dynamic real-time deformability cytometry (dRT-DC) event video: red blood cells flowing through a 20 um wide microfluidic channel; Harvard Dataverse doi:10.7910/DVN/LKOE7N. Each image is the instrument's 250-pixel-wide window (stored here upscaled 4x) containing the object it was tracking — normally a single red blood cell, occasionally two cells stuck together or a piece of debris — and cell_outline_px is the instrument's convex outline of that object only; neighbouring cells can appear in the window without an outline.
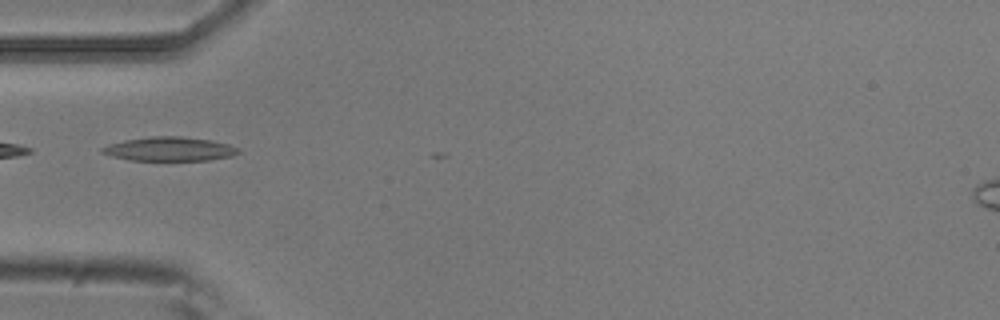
{"species": "common noctule bat (a hibernating species)", "species_latin": "Nyctalus noctula", "temperature_condition": "room temperature", "stored_images_in_passage": 7, "camera_frame_rate_fps": 3000, "um_per_image_px": 0.085, "animal": {"sex": "male", "body_mass_g": 20.5, "forearm_length_mm": 52.5}, "frame": {"image": 1, "passage_image": 5, "time_ms": 1.333, "image_size_px": [1000, 320], "cell_outline_px": [[240, 152], [232, 156], [208, 160], [132, 160], [112, 156], [100, 152], [100, 148], [124, 140], [148, 136], [180, 136], [212, 140], [228, 144], [240, 148]], "centroid_in_image_um": [14.44, 12.66], "position_along_channel_um": 70.6, "area_um2": 19.02}}
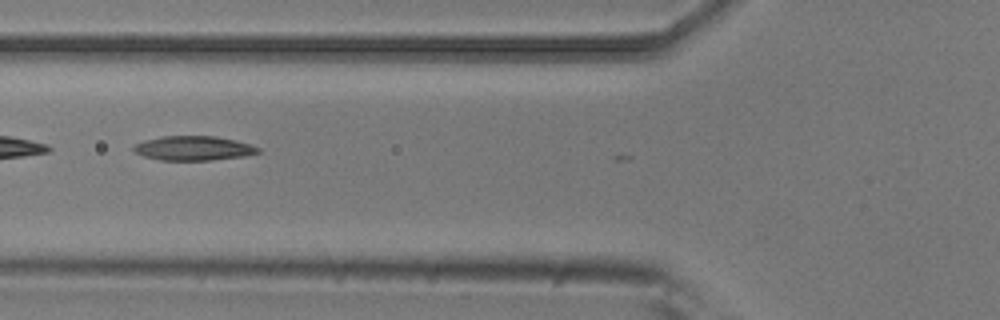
{"frame": {"image": 2, "passage_image": 6, "time_ms": 1.667, "image_size_px": [1000, 320], "cell_outline_px": [[260, 152], [244, 156], [212, 160], [160, 160], [144, 156], [136, 152], [132, 148], [136, 144], [144, 140], [160, 136], [216, 136], [236, 140], [260, 148]], "centroid_in_image_um": [16.44, 12.59], "position_along_channel_um": 109.4, "area_um2": 17.63}}
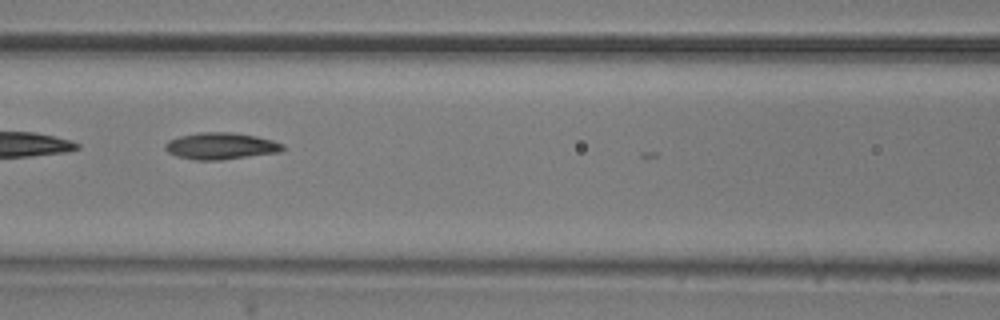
{"frame": {"image": 3, "passage_image": 7, "time_ms": 2.0, "image_size_px": [1000, 320], "cell_outline_px": [[284, 148], [280, 152], [220, 160], [192, 160], [176, 156], [168, 152], [164, 148], [164, 144], [168, 140], [180, 136], [196, 132], [232, 132], [256, 136], [272, 140], [284, 144]], "centroid_in_image_um": [18.74, 12.41], "position_along_channel_um": 147.9, "area_um2": 18.44}}